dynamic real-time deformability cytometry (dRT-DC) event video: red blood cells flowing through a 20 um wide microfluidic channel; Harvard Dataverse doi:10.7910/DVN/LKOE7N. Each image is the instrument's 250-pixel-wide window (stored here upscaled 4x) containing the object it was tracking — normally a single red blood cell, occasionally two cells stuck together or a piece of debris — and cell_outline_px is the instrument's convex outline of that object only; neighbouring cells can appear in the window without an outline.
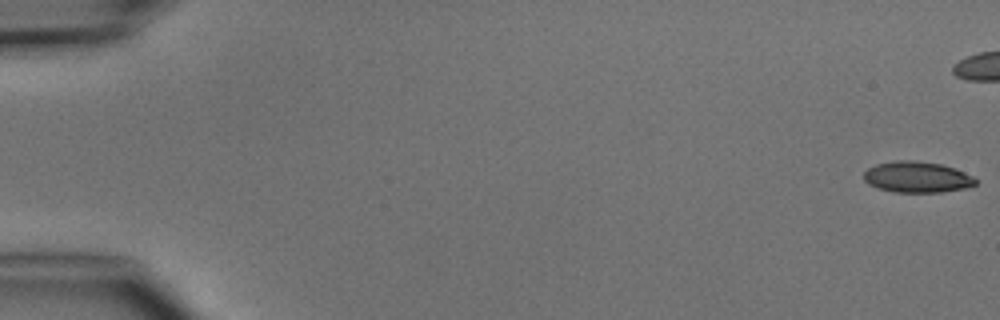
{"species": "common noctule bat (a hibernating species)", "species_latin": "Nyctalus noctula", "temperature_condition": "cold", "stored_images_in_passage": 7, "camera_frame_rate_fps": 3000, "um_per_image_px": 0.085, "animal": {"sex": "male", "body_mass_g": 15.6}, "frame": {"image": 1, "passage_image": 1, "time_ms": 0.0, "image_size_px": [1000, 320], "cell_outline_px": [[976, 184], [968, 188], [940, 192], [892, 192], [876, 188], [868, 184], [864, 180], [864, 172], [868, 168], [876, 164], [896, 160], [912, 160], [940, 164], [964, 172], [972, 176], [976, 180]], "centroid_in_image_um": [77.92, 15.06], "position_along_channel_um": 7.1, "area_um2": 20.23}}
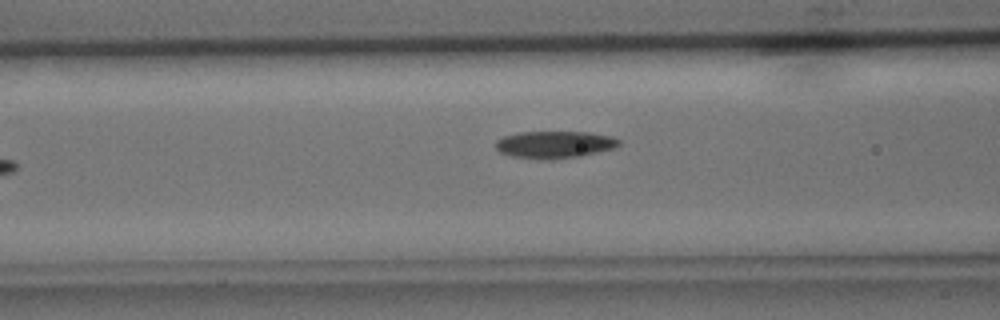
{"frame": {"image": 2, "passage_image": 7, "time_ms": 7.667, "image_size_px": [1000, 320], "cell_outline_px": [[620, 144], [612, 148], [580, 156], [512, 156], [500, 152], [496, 148], [496, 140], [504, 136], [516, 132], [588, 132], [612, 136], [620, 140]], "centroid_in_image_um": [47.15, 12.22], "position_along_channel_um": 119.5, "area_um2": 18.44}}